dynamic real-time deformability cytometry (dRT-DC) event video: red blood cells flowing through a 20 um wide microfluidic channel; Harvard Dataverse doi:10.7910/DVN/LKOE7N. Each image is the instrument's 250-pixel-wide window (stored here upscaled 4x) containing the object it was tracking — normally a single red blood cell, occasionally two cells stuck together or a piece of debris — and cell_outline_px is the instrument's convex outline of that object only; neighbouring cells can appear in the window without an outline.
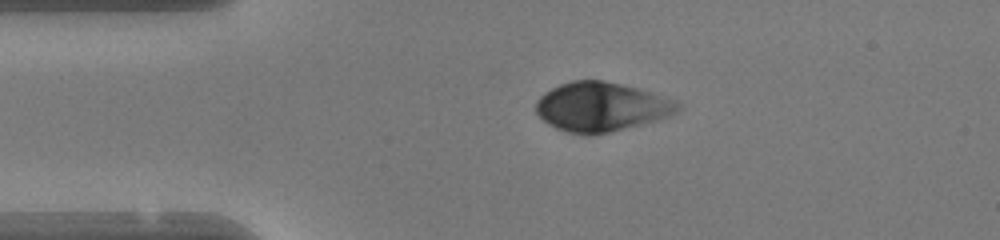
{"species": "human", "species_latin": "Homo sapiens", "temperature_condition": "warm", "stored_images_in_passage": 40, "camera_frame_rate_fps": 3000, "um_per_image_px": 0.085, "donor": {"sex": "female"}, "frame": {"image": 1, "passage_image": 1, "time_ms": 0.0, "image_size_px": [1000, 240], "cell_outline_px": [[684, 108], [668, 116], [656, 120], [592, 136], [584, 136], [568, 132], [556, 128], [548, 124], [536, 112], [536, 100], [544, 92], [560, 84], [572, 80], [604, 80], [636, 88], [664, 96], [676, 100]], "centroid_in_image_um": [51.09, 9.08], "position_along_channel_um": 33.9, "area_um2": 40.63}}
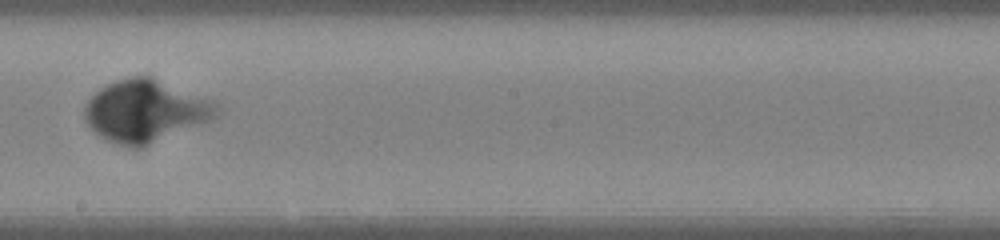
{"frame": {"image": 2, "passage_image": 18, "time_ms": 5.667, "image_size_px": [1000, 240], "cell_outline_px": [[220, 112], [212, 120], [140, 148], [128, 148], [108, 140], [100, 136], [84, 120], [84, 104], [100, 88], [116, 80], [132, 76], [152, 76], [212, 100], [220, 104]], "centroid_in_image_um": [12.38, 9.43], "position_along_channel_um": 235.8, "area_um2": 47.97}}
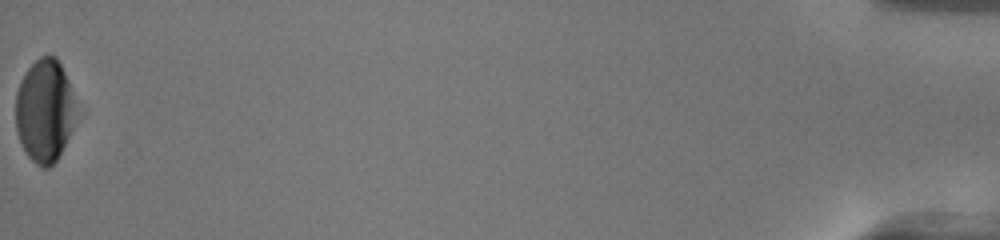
{"frame": {"image": 3, "passage_image": 40, "time_ms": 13.0, "image_size_px": [1000, 240], "cell_outline_px": [[72, 128], [56, 160], [48, 168], [44, 168], [36, 164], [28, 156], [16, 132], [16, 92], [20, 80], [28, 68], [40, 56], [56, 56], [68, 80], [72, 92]], "centroid_in_image_um": [3.74, 9.39], "position_along_channel_um": 431.5, "area_um2": 35.32}}